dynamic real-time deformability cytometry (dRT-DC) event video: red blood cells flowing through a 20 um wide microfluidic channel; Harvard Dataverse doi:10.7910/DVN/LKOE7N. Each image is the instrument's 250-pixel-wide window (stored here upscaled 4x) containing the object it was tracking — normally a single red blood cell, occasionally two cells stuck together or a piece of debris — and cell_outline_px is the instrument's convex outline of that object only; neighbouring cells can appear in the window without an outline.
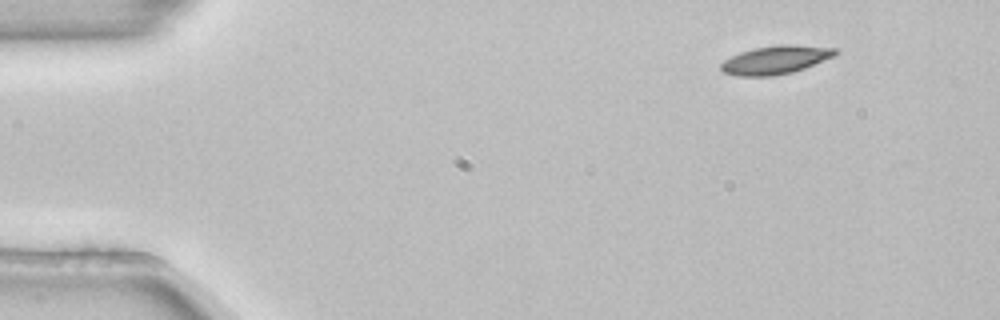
{"species": "common noctule bat (a hibernating species)", "species_latin": "Nyctalus noctula", "temperature_condition": "room temperature", "stored_images_in_passage": 5, "camera_frame_rate_fps": 3000, "um_per_image_px": 0.085, "animal": {"sex": "female", "body_mass_g": 22.7, "forearm_length_mm": 54.2}, "frame": {"image": 1, "passage_image": 1, "time_ms": 0.0, "image_size_px": [1000, 320], "cell_outline_px": [[840, 52], [836, 56], [804, 68], [792, 72], [772, 76], [736, 76], [724, 72], [720, 68], [720, 64], [724, 60], [740, 52], [756, 48], [780, 44], [788, 44], [836, 48]], "centroid_in_image_um": [65.95, 5.09], "position_along_channel_um": 19.0, "area_um2": 18.9}}
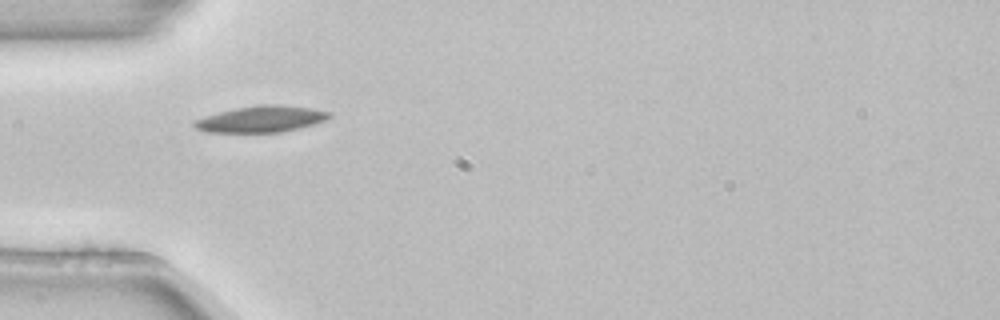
{"frame": {"image": 2, "passage_image": 4, "time_ms": 1.0, "image_size_px": [1000, 320], "cell_outline_px": [[332, 116], [324, 120], [312, 124], [280, 132], [204, 132], [196, 128], [192, 124], [192, 120], [204, 116], [236, 108], [260, 104], [280, 104], [312, 108], [332, 112]], "centroid_in_image_um": [22.17, 10.11], "position_along_channel_um": 62.8, "area_um2": 20.69}}